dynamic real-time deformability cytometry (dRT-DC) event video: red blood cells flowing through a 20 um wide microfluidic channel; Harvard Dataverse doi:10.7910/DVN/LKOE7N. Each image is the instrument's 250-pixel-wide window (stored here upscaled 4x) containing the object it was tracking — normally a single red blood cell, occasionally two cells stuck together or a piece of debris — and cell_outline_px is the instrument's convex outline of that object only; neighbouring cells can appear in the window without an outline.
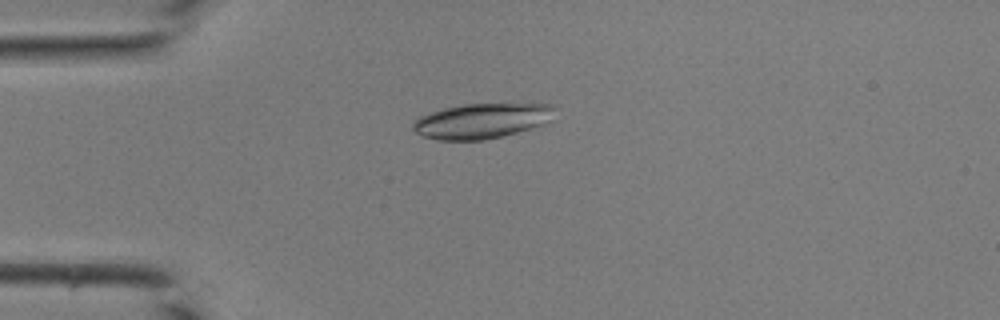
{"species": "common noctule bat (a hibernating species)", "species_latin": "Nyctalus noctula", "temperature_condition": "room temperature", "stored_images_in_passage": 36, "camera_frame_rate_fps": 3000, "um_per_image_px": 0.085, "animal": {"sex": "male", "body_mass_g": 19.0, "forearm_length_mm": 50.8}, "frame": {"image": 1, "passage_image": 5, "time_ms": 1.333, "image_size_px": [1000, 320], "cell_outline_px": [[556, 120], [516, 132], [484, 140], [436, 140], [424, 136], [416, 132], [412, 128], [412, 124], [420, 116], [444, 108], [464, 104], [552, 104], [556, 108]], "centroid_in_image_um": [41.01, 10.27], "position_along_channel_um": 44.0, "area_um2": 29.02}}
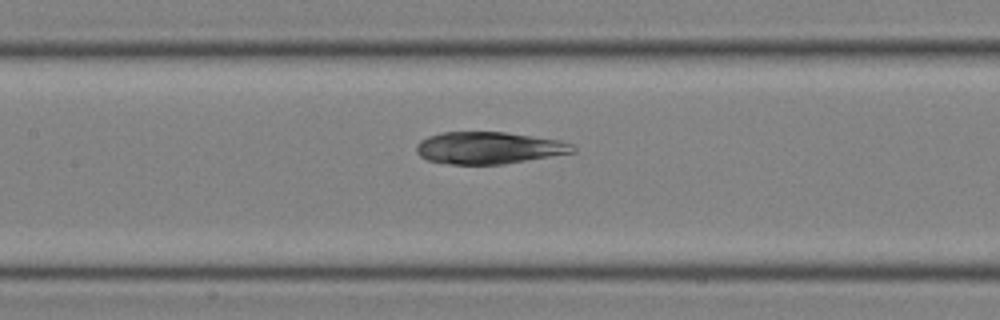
{"frame": {"image": 2, "passage_image": 14, "time_ms": 4.333, "image_size_px": [1000, 320], "cell_outline_px": [[576, 152], [504, 164], [452, 164], [428, 160], [420, 156], [416, 152], [416, 144], [420, 140], [428, 136], [440, 132], [504, 132], [560, 140], [572, 144], [576, 148]], "centroid_in_image_um": [41.54, 12.56], "position_along_channel_um": 165.9, "area_um2": 29.19}}
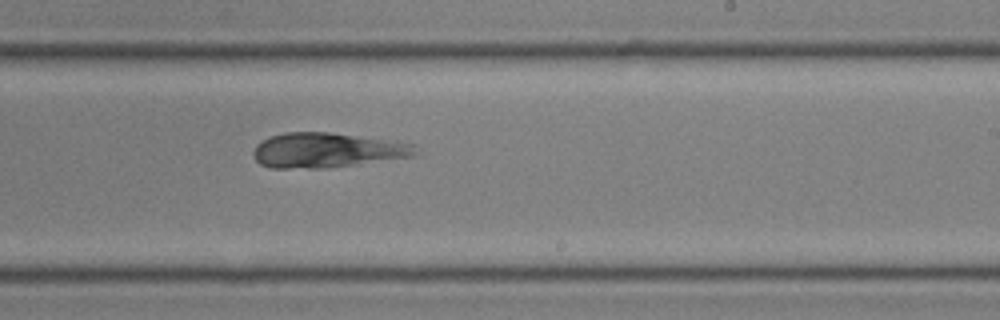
{"frame": {"image": 3, "passage_image": 20, "time_ms": 6.333, "image_size_px": [1000, 320], "cell_outline_px": [[420, 156], [328, 168], [268, 168], [260, 164], [256, 160], [252, 152], [256, 144], [272, 136], [284, 132], [328, 132], [416, 144]], "centroid_in_image_um": [27.84, 12.78], "position_along_channel_um": 261.2, "area_um2": 33.18}}